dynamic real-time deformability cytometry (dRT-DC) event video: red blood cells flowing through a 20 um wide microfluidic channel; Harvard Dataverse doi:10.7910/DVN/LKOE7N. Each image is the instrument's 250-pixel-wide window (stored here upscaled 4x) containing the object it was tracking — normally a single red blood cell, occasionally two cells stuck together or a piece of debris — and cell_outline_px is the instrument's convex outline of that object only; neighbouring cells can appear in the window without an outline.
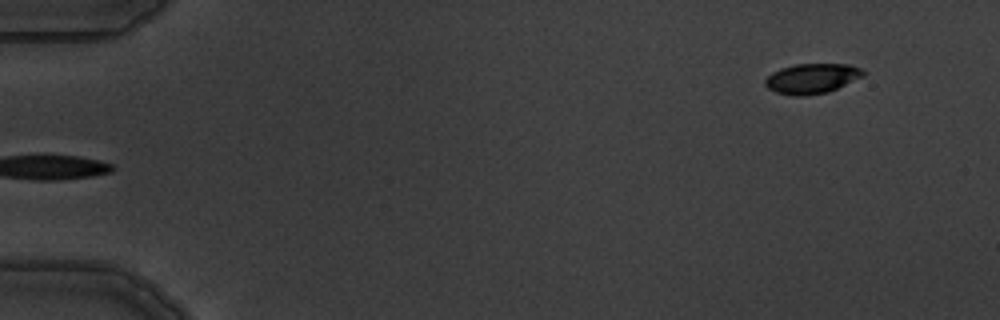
{"species": "common noctule bat (a hibernating species)", "species_latin": "Nyctalus noctula", "temperature_condition": "warm", "stored_images_in_passage": 6, "segment_of_instrument_passage": [2, 2], "camera_frame_rate_fps": 3000, "um_per_image_px": 0.085, "animal": {"sex": "male", "body_mass_g": 19.5, "forearm_length_mm": 54.6}, "frame": {"image": 1, "passage_image": 6, "time_ms": 5.667, "image_size_px": [1000, 320], "cell_outline_px": [[868, 72], [864, 76], [828, 92], [804, 96], [792, 96], [776, 92], [768, 88], [764, 84], [764, 80], [772, 72], [780, 68], [796, 64], [848, 64], [860, 68]], "centroid_in_image_um": [69.01, 6.67], "position_along_channel_um": 16.0, "area_um2": 17.28}}